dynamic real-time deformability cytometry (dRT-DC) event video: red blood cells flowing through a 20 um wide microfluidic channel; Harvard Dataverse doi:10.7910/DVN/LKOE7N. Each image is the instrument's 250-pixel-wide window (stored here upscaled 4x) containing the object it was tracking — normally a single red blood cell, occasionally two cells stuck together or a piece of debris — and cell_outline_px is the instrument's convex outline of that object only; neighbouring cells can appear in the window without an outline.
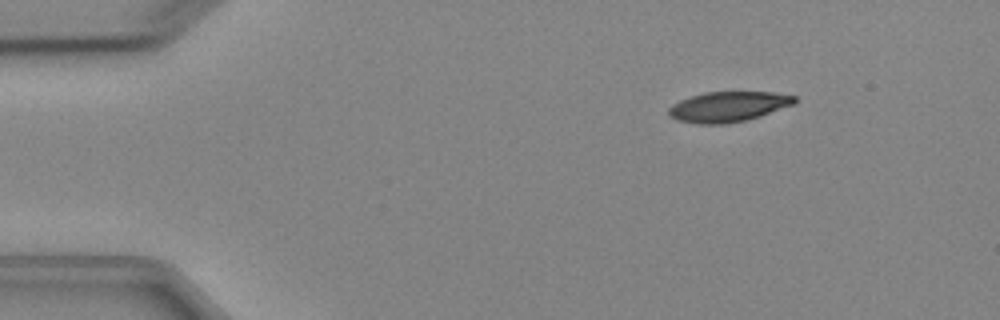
{"species": "Egyptian fruit bat (a non-hibernating species)", "species_latin": "Rousettus aegyptiacus", "temperature_condition": "cold", "stored_images_in_passage": 5, "camera_frame_rate_fps": 3000, "um_per_image_px": 0.085, "animal": {"sex": "female"}, "frame": {"image": 1, "passage_image": 1, "time_ms": 0.0, "image_size_px": [1000, 320], "cell_outline_px": [[796, 100], [792, 104], [760, 116], [748, 120], [728, 124], [696, 124], [676, 120], [668, 116], [668, 108], [672, 104], [680, 100], [704, 92], [772, 92], [796, 96]], "centroid_in_image_um": [61.84, 9.08], "position_along_channel_um": 23.2, "area_um2": 22.25}}